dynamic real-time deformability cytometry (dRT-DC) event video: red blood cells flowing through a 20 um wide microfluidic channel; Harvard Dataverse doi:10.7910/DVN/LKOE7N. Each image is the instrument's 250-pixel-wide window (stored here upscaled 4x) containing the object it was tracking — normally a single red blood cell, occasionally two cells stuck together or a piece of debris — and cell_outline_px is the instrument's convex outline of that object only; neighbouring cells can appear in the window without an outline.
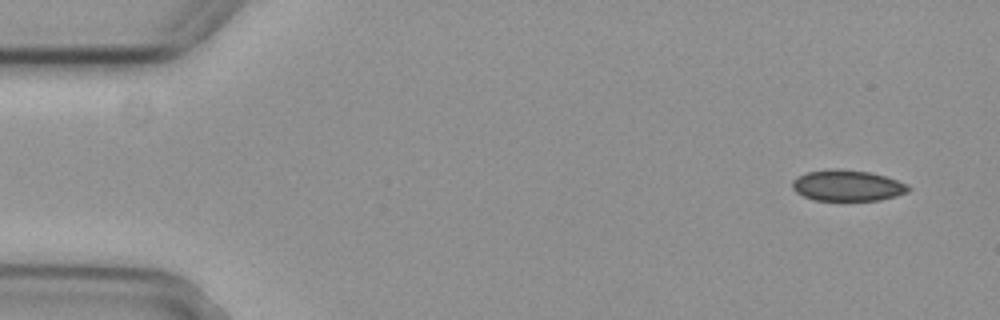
{"species": "common noctule bat (a hibernating species)", "species_latin": "Nyctalus noctula", "temperature_condition": "cold", "stored_images_in_passage": 6, "camera_frame_rate_fps": 3000, "um_per_image_px": 0.085, "animal": {"sex": "female", "body_mass_g": 29.2, "forearm_length_mm": 56.3}, "frame": {"image": 1, "passage_image": 1, "time_ms": 0.0, "image_size_px": [1000, 320], "cell_outline_px": [[912, 188], [908, 192], [896, 196], [880, 200], [816, 200], [804, 196], [796, 192], [792, 188], [792, 180], [796, 176], [808, 172], [832, 168], [840, 168], [868, 172], [884, 176], [908, 184]], "centroid_in_image_um": [72.02, 15.76], "position_along_channel_um": 13.0, "area_um2": 21.04}}
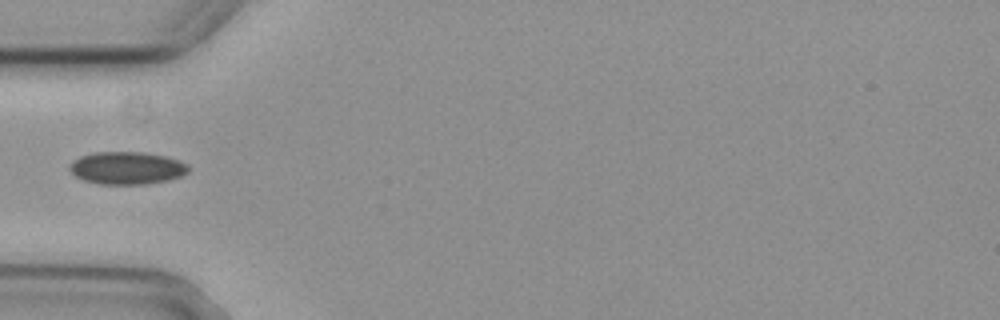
{"frame": {"image": 2, "passage_image": 5, "time_ms": 1.333, "image_size_px": [1000, 320], "cell_outline_px": [[188, 172], [180, 176], [168, 180], [148, 184], [96, 184], [84, 180], [76, 176], [68, 168], [72, 160], [80, 156], [96, 152], [144, 152], [164, 156], [188, 164]], "centroid_in_image_um": [10.76, 14.28], "position_along_channel_um": 74.2, "area_um2": 22.54}}
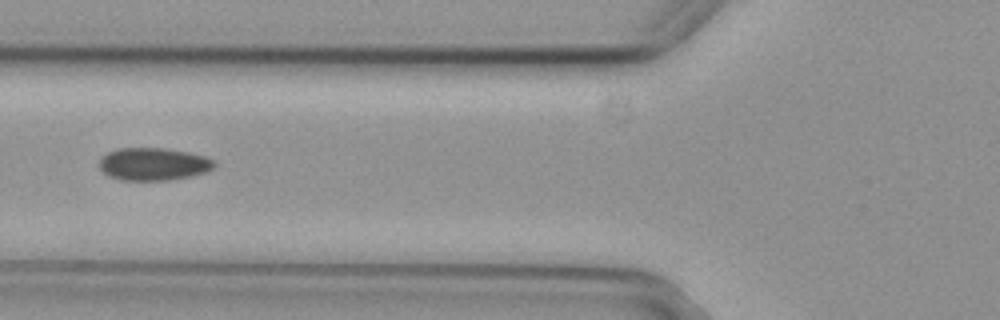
{"frame": {"image": 3, "passage_image": 6, "time_ms": 1.667, "image_size_px": [1000, 320], "cell_outline_px": [[216, 164], [212, 168], [204, 172], [192, 176], [168, 180], [120, 180], [108, 176], [100, 168], [100, 160], [108, 152], [116, 148], [164, 148], [188, 152], [204, 156], [216, 160]], "centroid_in_image_um": [13.05, 13.94], "position_along_channel_um": 112.8, "area_um2": 21.85}}